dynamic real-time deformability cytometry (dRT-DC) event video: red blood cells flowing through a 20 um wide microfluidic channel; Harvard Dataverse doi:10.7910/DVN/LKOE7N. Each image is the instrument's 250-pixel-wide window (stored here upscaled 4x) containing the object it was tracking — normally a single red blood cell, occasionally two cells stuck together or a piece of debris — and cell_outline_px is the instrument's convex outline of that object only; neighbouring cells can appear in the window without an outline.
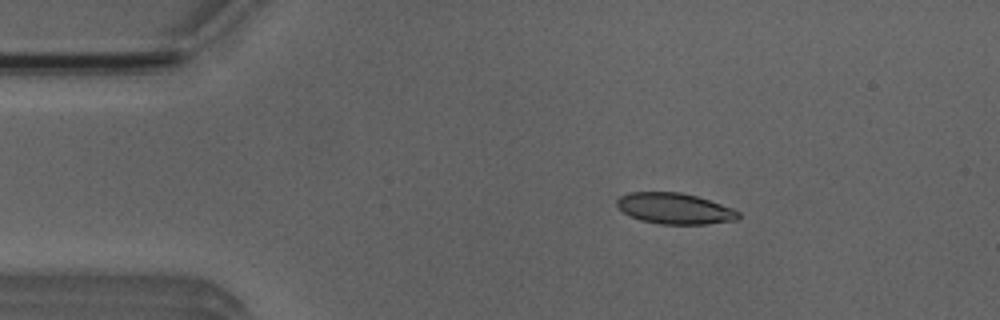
{"species": "Egyptian fruit bat (a non-hibernating species)", "species_latin": "Rousettus aegyptiacus", "temperature_condition": "room temperature", "stored_images_in_passage": 44, "camera_frame_rate_fps": 3000, "um_per_image_px": 0.085, "animal": {"sex": "male"}, "frame": {"image": 1, "passage_image": 1, "time_ms": 0.0, "image_size_px": [1000, 320], "cell_outline_px": [[740, 216], [736, 220], [708, 224], [660, 224], [640, 220], [624, 212], [616, 204], [616, 200], [620, 196], [628, 192], [680, 192], [696, 196], [732, 208], [740, 212]], "centroid_in_image_um": [57.35, 17.72], "position_along_channel_um": 27.7, "area_um2": 21.79}}
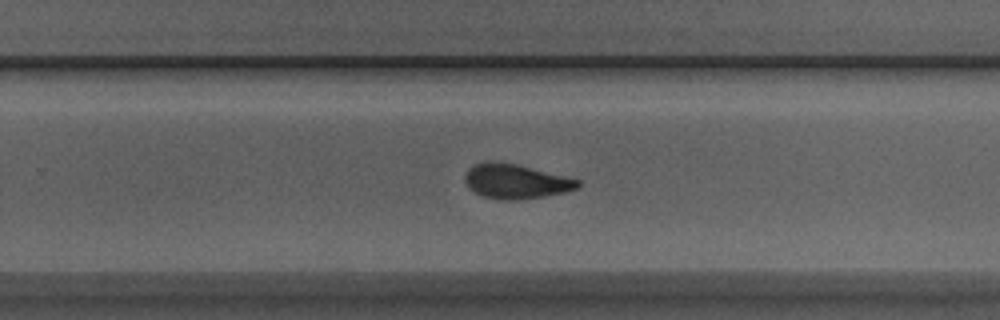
{"frame": {"image": 2, "passage_image": 25, "time_ms": 8.0, "image_size_px": [1000, 320], "cell_outline_px": [[580, 188], [564, 192], [544, 196], [516, 200], [496, 200], [472, 192], [468, 188], [464, 180], [464, 176], [468, 168], [476, 164], [488, 160], [496, 160], [516, 164], [580, 180]], "centroid_in_image_um": [43.79, 15.41], "position_along_channel_um": 286.0, "area_um2": 22.95}}
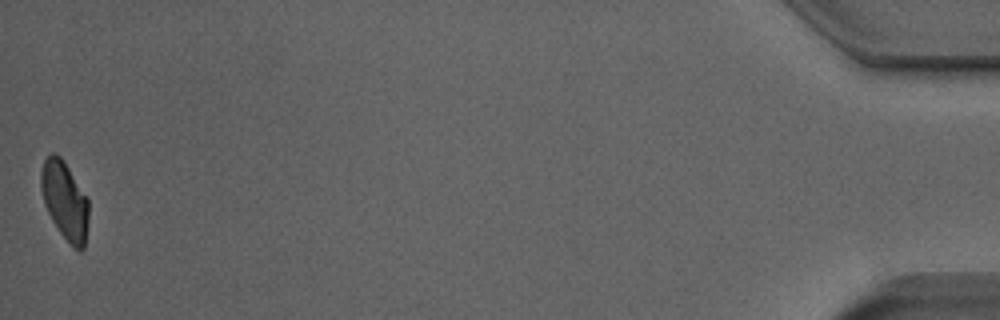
{"frame": {"image": 3, "passage_image": 44, "time_ms": 14.333, "image_size_px": [1000, 320], "cell_outline_px": [[88, 224], [84, 248], [80, 252], [60, 232], [52, 220], [44, 204], [40, 188], [40, 172], [44, 160], [52, 152], [56, 152], [64, 160], [88, 200]], "centroid_in_image_um": [5.49, 17.01], "position_along_channel_um": 429.7, "area_um2": 21.56}, "authors_computed_cell_mechanics": {"area_um2": 22.7732, "velocity_mm_per_s": 3.902, "shape_relaxation_time_tau1_ms": 7.2349, "shape_relaxation_time_tau2_ms": 1.734, "deformation_change_tau1": 0.1831, "deformation_change_tau2": 0.0712}}